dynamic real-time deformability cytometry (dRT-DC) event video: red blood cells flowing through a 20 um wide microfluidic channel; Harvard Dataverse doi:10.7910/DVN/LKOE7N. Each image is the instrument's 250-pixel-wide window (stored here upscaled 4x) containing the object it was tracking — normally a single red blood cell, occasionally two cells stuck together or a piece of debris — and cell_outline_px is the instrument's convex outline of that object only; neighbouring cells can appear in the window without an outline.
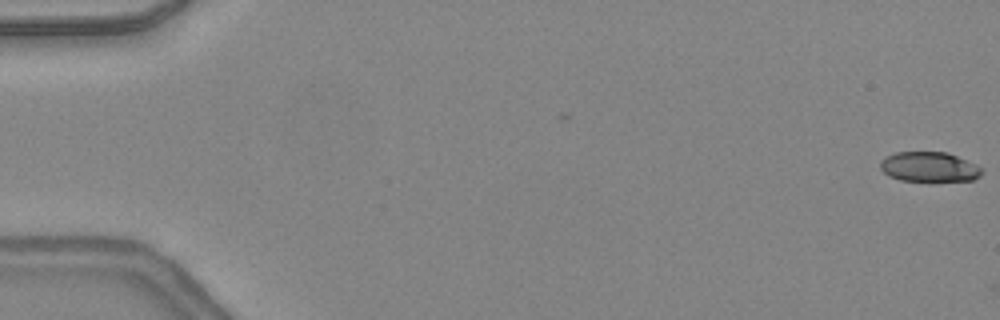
{"species": "common noctule bat (a hibernating species)", "species_latin": "Nyctalus noctula", "temperature_condition": "warm", "stored_images_in_passage": 2, "camera_frame_rate_fps": 3000, "um_per_image_px": 0.085, "animal": {"sex": "female", "body_mass_g": 24.6, "forearm_length_mm": 56.2}, "frame": {"image": 1, "passage_image": 1, "time_ms": 0.0, "image_size_px": [1000, 320], "cell_outline_px": [[984, 172], [980, 176], [972, 180], [932, 184], [900, 180], [888, 176], [880, 168], [880, 160], [884, 156], [896, 152], [948, 152], [976, 164]], "centroid_in_image_um": [78.98, 14.24], "position_along_channel_um": 6.0, "area_um2": 18.67}}